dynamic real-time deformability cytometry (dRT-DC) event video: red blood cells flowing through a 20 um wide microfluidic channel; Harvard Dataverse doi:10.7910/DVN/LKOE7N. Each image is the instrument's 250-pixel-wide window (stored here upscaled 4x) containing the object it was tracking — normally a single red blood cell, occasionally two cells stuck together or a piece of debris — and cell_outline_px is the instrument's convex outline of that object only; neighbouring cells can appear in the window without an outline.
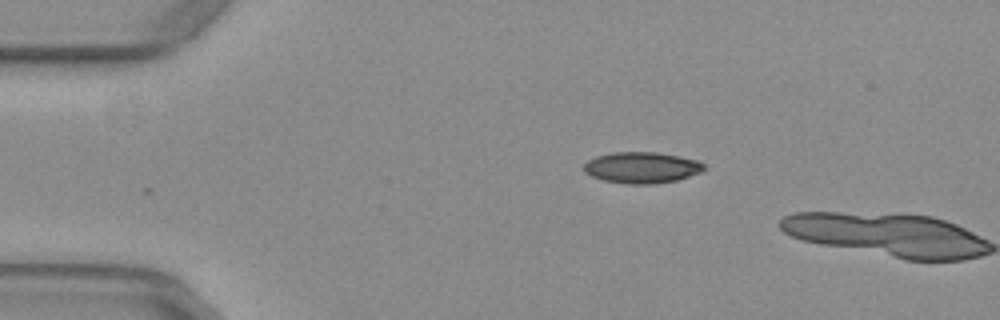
{"species": "common noctule bat (a hibernating species)", "species_latin": "Nyctalus noctula", "temperature_condition": "warm", "stored_images_in_passage": 2, "camera_frame_rate_fps": 3000, "um_per_image_px": 0.085, "animal": {"sex": "female", "body_mass_g": 29.2, "forearm_length_mm": 56.3}, "frame": {"image": 1, "passage_image": 1, "time_ms": 0.0, "image_size_px": [1000, 320], "cell_outline_px": [[704, 168], [700, 172], [676, 180], [656, 184], [628, 184], [604, 180], [592, 176], [584, 172], [584, 164], [588, 160], [596, 156], [612, 152], [656, 152], [700, 160], [704, 164]], "centroid_in_image_um": [54.54, 14.24], "position_along_channel_um": 30.5, "area_um2": 21.79}}